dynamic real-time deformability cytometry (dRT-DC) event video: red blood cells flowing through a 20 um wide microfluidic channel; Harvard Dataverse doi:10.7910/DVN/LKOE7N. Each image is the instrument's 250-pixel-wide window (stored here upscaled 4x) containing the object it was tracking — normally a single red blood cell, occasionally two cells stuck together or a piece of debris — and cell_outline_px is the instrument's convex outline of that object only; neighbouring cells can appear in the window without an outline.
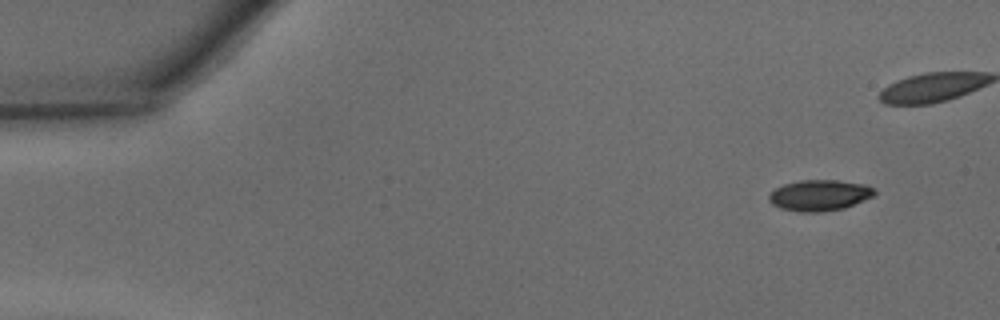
{"species": "common noctule bat (a hibernating species)", "species_latin": "Nyctalus noctula", "temperature_condition": "warm", "stored_images_in_passage": 35, "camera_frame_rate_fps": 3000, "um_per_image_px": 0.085, "animal": {"sex": "male", "body_mass_g": 15.6}, "frame": {"image": 1, "passage_image": 1, "time_ms": 0.0, "image_size_px": [1000, 320], "cell_outline_px": [[876, 192], [872, 196], [844, 208], [820, 212], [800, 212], [780, 208], [772, 204], [768, 200], [768, 196], [776, 188], [784, 184], [800, 180], [836, 180], [864, 184], [872, 188]], "centroid_in_image_um": [69.62, 16.6], "position_along_channel_um": 15.4, "area_um2": 18.84}}
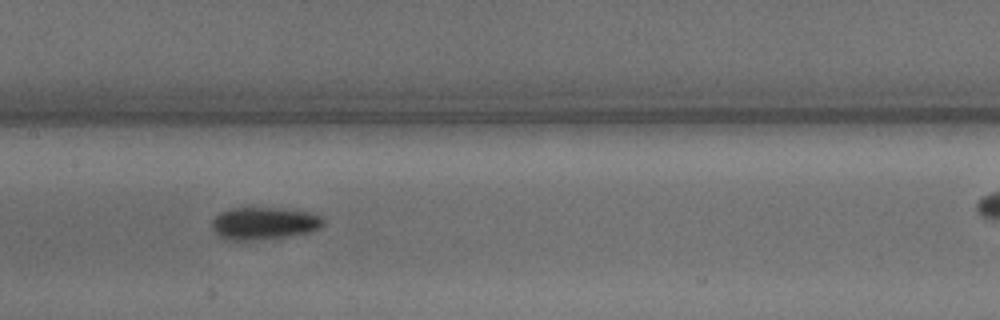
{"frame": {"image": 2, "passage_image": 20, "time_ms": 6.333, "image_size_px": [1000, 320], "cell_outline_px": [[324, 224], [320, 228], [308, 232], [284, 236], [248, 240], [228, 240], [220, 236], [212, 228], [212, 220], [220, 212], [228, 208], [284, 208], [308, 212], [320, 216], [324, 220]], "centroid_in_image_um": [22.43, 18.96], "position_along_channel_um": 185.0, "area_um2": 20.75}}
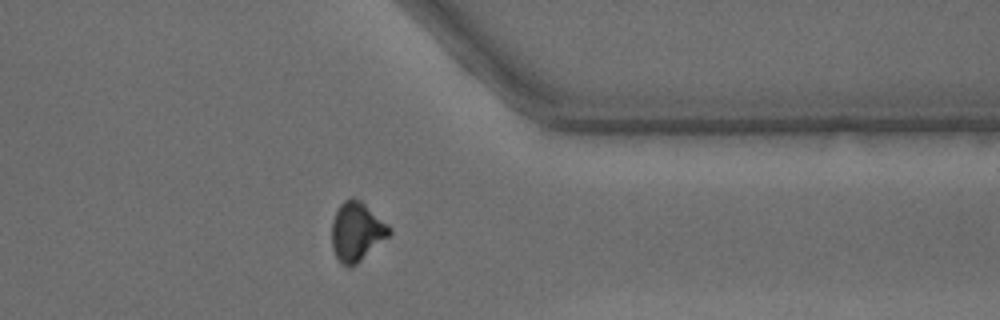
{"frame": {"image": 3, "passage_image": 34, "time_ms": 11.0, "image_size_px": [1000, 320], "cell_outline_px": [[392, 232], [388, 236], [352, 268], [348, 268], [340, 264], [332, 248], [332, 220], [340, 204], [344, 200], [352, 196], [360, 200], [388, 224], [392, 228]], "centroid_in_image_um": [30.3, 19.7], "position_along_channel_um": 381.1, "area_um2": 19.83}}